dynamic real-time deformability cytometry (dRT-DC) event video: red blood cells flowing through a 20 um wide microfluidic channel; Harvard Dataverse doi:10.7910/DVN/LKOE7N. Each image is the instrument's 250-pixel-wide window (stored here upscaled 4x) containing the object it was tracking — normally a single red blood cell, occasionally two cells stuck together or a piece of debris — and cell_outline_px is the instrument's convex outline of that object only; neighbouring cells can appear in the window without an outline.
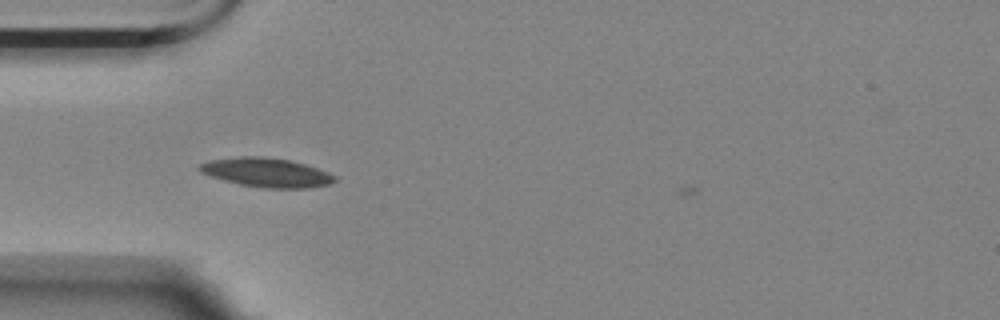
{"species": "Egyptian fruit bat (a non-hibernating species)", "species_latin": "Rousettus aegyptiacus", "temperature_condition": "room temperature", "stored_images_in_passage": 41, "camera_frame_rate_fps": 3000, "um_per_image_px": 0.085, "animal": {"sex": "female"}, "frame": {"image": 1, "passage_image": 1, "time_ms": 0.0, "image_size_px": [1000, 320], "cell_outline_px": [[336, 180], [328, 184], [308, 188], [264, 188], [240, 184], [224, 180], [200, 172], [196, 168], [200, 164], [208, 160], [240, 156], [260, 156], [288, 160], [304, 164], [328, 172], [336, 176]], "centroid_in_image_um": [22.62, 14.66], "position_along_channel_um": 62.4, "area_um2": 22.77}}
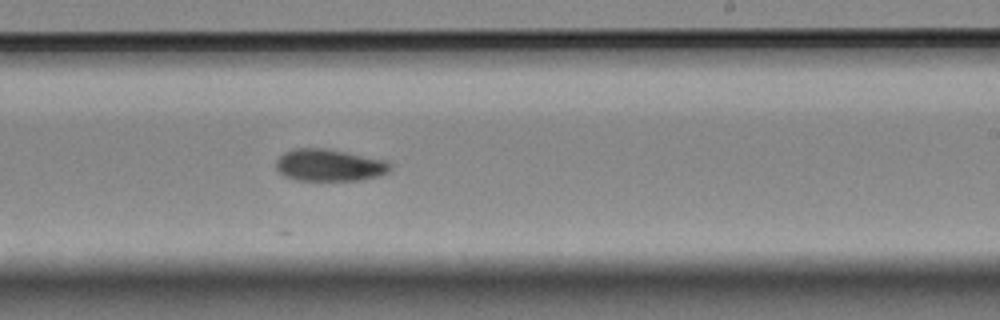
{"frame": {"image": 2, "passage_image": 18, "time_ms": 5.667, "image_size_px": [1000, 320], "cell_outline_px": [[392, 168], [388, 172], [380, 176], [360, 180], [292, 180], [284, 176], [276, 168], [276, 160], [284, 152], [292, 148], [324, 148], [388, 160], [392, 164]], "centroid_in_image_um": [28.01, 14.04], "position_along_channel_um": 261.0, "area_um2": 21.56}}
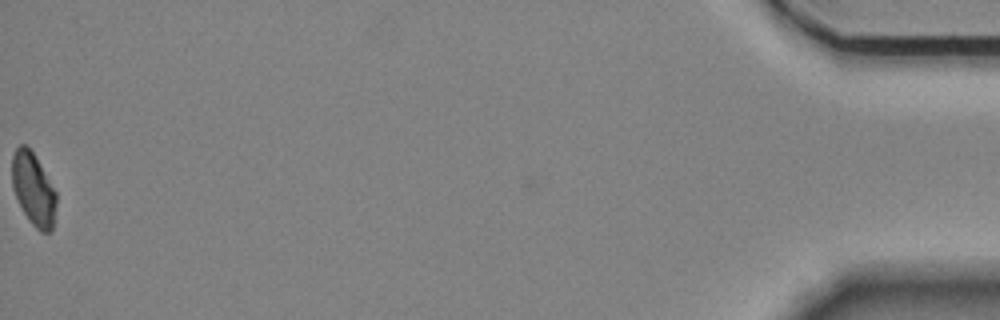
{"frame": {"image": 3, "passage_image": 41, "time_ms": 13.333, "image_size_px": [1000, 320], "cell_outline_px": [[56, 204], [52, 232], [40, 232], [32, 224], [24, 212], [12, 188], [12, 156], [16, 148], [20, 144], [24, 144], [36, 156], [56, 192]], "centroid_in_image_um": [2.84, 16.08], "position_along_channel_um": 432.4, "area_um2": 18.61}, "authors_computed_cell_mechanics": {"area_um2": 21.386, "velocity_mm_per_s": 3.5227, "shape_relaxation_time_tau1_ms": 5.6255, "shape_relaxation_time_tau2_ms": null, "deformation_change_tau1": 0.1332, "deformation_change_tau2": null}}